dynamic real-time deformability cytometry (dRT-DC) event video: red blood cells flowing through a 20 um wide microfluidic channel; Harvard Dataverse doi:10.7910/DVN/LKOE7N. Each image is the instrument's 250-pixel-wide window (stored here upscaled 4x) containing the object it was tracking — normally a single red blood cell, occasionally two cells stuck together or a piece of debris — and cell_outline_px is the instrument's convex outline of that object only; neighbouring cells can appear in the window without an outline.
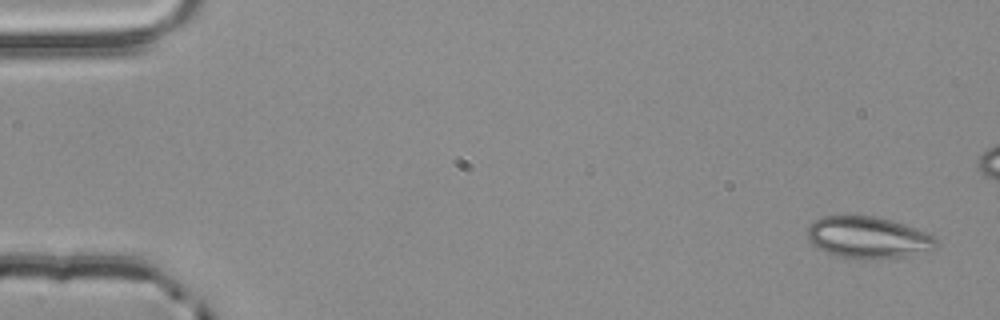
{"species": "common noctule bat (a hibernating species)", "species_latin": "Nyctalus noctula", "temperature_condition": "room temperature", "stored_images_in_passage": 4, "camera_frame_rate_fps": 3000, "um_per_image_px": 0.085, "animal": {"sex": "male", "body_mass_g": 20.4}, "frame": {"image": 1, "passage_image": 1, "time_ms": 0.0, "image_size_px": [1000, 320], "cell_outline_px": [[936, 248], [928, 252], [912, 256], [836, 256], [812, 244], [808, 240], [808, 228], [812, 220], [824, 216], [876, 216], [892, 220], [928, 232], [936, 236]], "centroid_in_image_um": [73.83, 20.14], "position_along_channel_um": 11.2, "area_um2": 30.69}}